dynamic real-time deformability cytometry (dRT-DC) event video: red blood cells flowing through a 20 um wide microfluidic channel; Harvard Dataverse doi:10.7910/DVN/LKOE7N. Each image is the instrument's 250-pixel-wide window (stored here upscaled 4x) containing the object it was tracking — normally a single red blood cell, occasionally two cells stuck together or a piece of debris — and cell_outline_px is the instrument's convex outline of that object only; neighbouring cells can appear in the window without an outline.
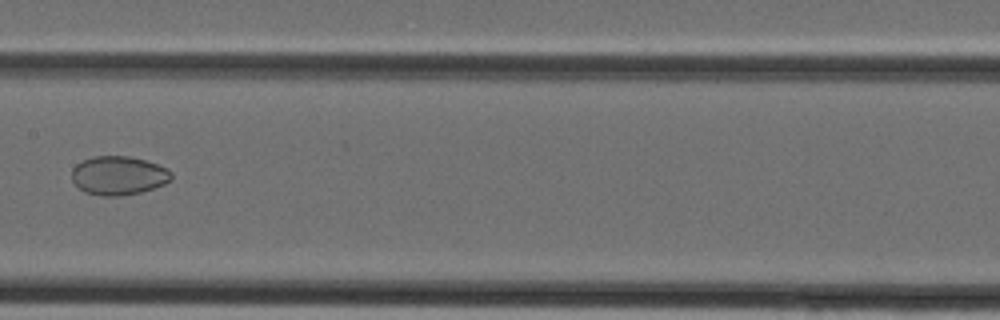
{"species": "Egyptian fruit bat (a non-hibernating species)", "species_latin": "Rousettus aegyptiacus", "temperature_condition": "cold", "stored_images_in_passage": 28, "camera_frame_rate_fps": 3000, "um_per_image_px": 0.085, "animal": {"sex": "female"}, "frame": {"image": 1, "passage_image": 9, "time_ms": 2.667, "image_size_px": [1000, 320], "cell_outline_px": [[172, 180], [164, 184], [140, 192], [120, 196], [104, 196], [84, 192], [72, 180], [72, 168], [76, 164], [92, 156], [128, 156], [144, 160], [168, 168], [172, 172]], "centroid_in_image_um": [10.08, 14.92], "position_along_channel_um": 197.3, "area_um2": 22.48}}
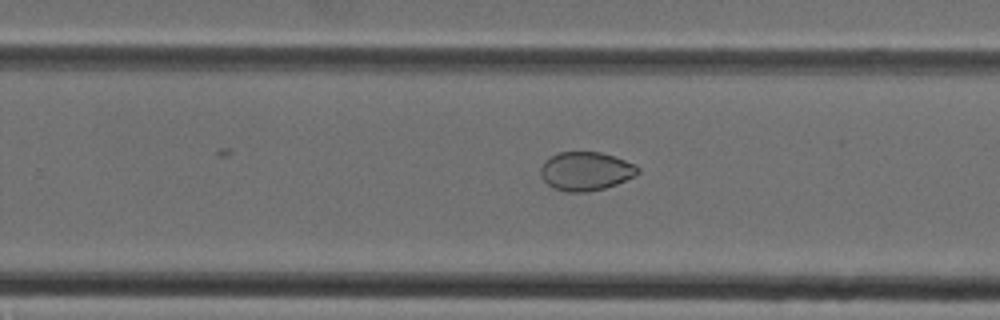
{"frame": {"image": 2, "passage_image": 14, "time_ms": 4.333, "image_size_px": [1000, 320], "cell_outline_px": [[640, 172], [636, 176], [616, 184], [604, 188], [584, 192], [568, 192], [552, 188], [540, 176], [540, 168], [544, 160], [548, 156], [556, 152], [600, 152], [636, 164], [640, 168]], "centroid_in_image_um": [49.77, 14.54], "position_along_channel_um": 280.0, "area_um2": 22.14}}
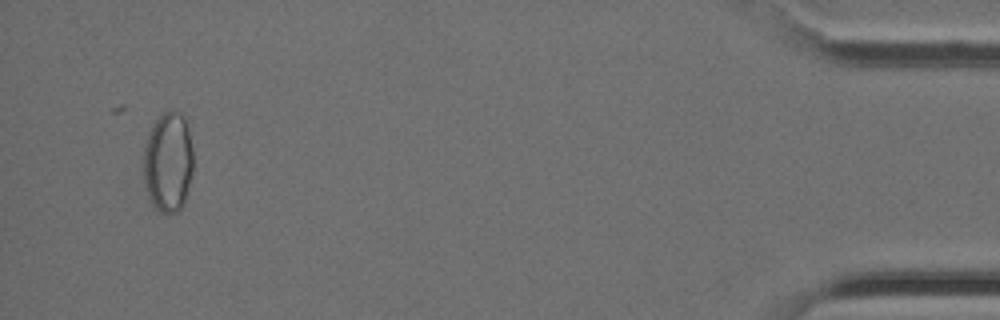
{"frame": {"image": 3, "passage_image": 27, "time_ms": 8.667, "image_size_px": [1000, 320], "cell_outline_px": [[192, 172], [184, 204], [176, 212], [168, 216], [160, 212], [152, 204], [148, 196], [144, 184], [144, 144], [148, 132], [152, 124], [160, 112], [172, 108], [180, 112], [184, 116], [192, 148]], "centroid_in_image_um": [14.27, 13.75], "position_along_channel_um": 420.9, "area_um2": 29.59}}